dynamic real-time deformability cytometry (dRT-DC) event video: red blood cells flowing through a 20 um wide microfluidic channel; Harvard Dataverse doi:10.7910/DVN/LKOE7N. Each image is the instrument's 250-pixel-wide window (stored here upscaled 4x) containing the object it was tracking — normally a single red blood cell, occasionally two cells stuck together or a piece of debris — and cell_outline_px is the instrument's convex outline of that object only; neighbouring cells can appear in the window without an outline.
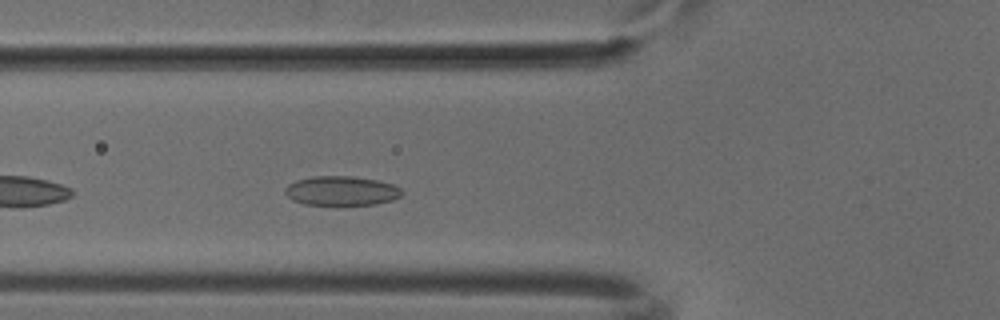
{"species": "common noctule bat (a hibernating species)", "species_latin": "Nyctalus noctula", "temperature_condition": "cold", "stored_images_in_passage": 33, "camera_frame_rate_fps": 3000, "um_per_image_px": 0.085, "animal": {"sex": "male", "body_mass_g": 18.8}, "frame": {"image": 1, "passage_image": 6, "time_ms": 1.667, "image_size_px": [1000, 320], "cell_outline_px": [[404, 192], [400, 196], [392, 200], [376, 204], [336, 208], [304, 204], [292, 200], [284, 192], [284, 188], [288, 184], [296, 180], [312, 176], [352, 176], [376, 180], [392, 184], [400, 188]], "centroid_in_image_um": [28.99, 16.27], "position_along_channel_um": 96.8, "area_um2": 20.92}}
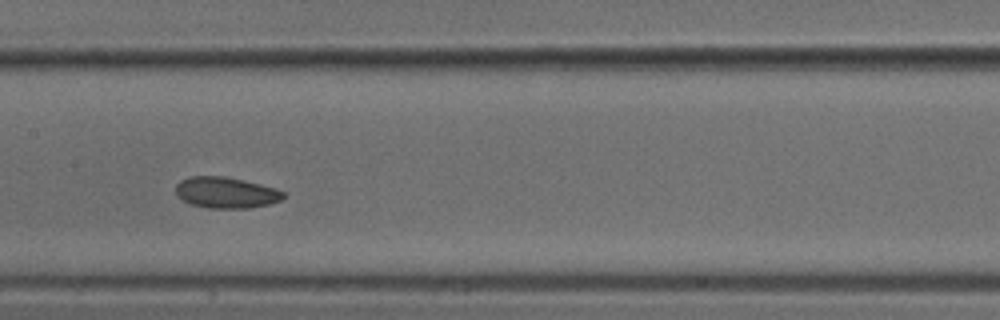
{"frame": {"image": 2, "passage_image": 13, "time_ms": 4.0, "image_size_px": [1000, 320], "cell_outline_px": [[284, 196], [280, 200], [268, 204], [248, 208], [208, 208], [192, 204], [184, 200], [176, 192], [176, 184], [180, 180], [188, 176], [224, 176], [244, 180], [276, 188], [284, 192]], "centroid_in_image_um": [19.2, 16.36], "position_along_channel_um": 188.2, "area_um2": 19.36}}
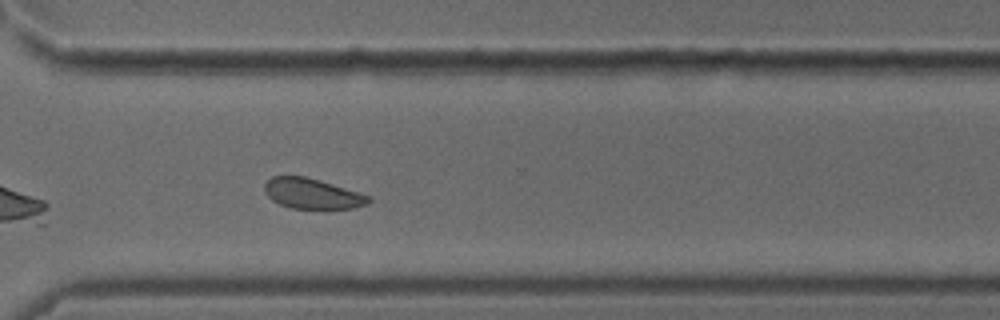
{"frame": {"image": 3, "passage_image": 25, "time_ms": 8.0, "image_size_px": [1000, 320], "cell_outline_px": [[372, 200], [368, 204], [356, 208], [292, 208], [280, 204], [272, 200], [264, 192], [264, 184], [272, 176], [304, 176], [320, 180], [372, 196]], "centroid_in_image_um": [26.56, 16.45], "position_along_channel_um": 344.0, "area_um2": 18.44}}